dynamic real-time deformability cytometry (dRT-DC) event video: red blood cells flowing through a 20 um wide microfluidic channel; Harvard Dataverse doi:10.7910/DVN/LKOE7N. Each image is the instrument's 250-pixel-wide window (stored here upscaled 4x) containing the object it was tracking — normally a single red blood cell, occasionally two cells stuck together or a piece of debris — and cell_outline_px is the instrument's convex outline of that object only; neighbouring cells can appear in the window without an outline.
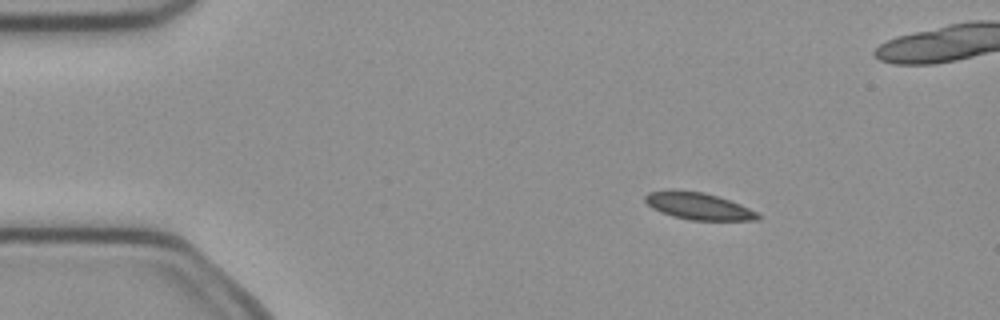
{"species": "common noctule bat (a hibernating species)", "species_latin": "Nyctalus noctula", "temperature_condition": "cold", "stored_images_in_passage": 4, "camera_frame_rate_fps": 3000, "um_per_image_px": 0.085, "animal": {"sex": "female", "body_mass_g": 21.9}, "frame": {"image": 1, "passage_image": 1, "time_ms": 0.0, "image_size_px": [1000, 320], "cell_outline_px": [[760, 220], [688, 220], [672, 216], [660, 212], [652, 208], [644, 200], [644, 196], [648, 192], [672, 188], [704, 192], [740, 204], [756, 212], [760, 216]], "centroid_in_image_um": [59.29, 17.5], "position_along_channel_um": 25.7, "area_um2": 17.92}}